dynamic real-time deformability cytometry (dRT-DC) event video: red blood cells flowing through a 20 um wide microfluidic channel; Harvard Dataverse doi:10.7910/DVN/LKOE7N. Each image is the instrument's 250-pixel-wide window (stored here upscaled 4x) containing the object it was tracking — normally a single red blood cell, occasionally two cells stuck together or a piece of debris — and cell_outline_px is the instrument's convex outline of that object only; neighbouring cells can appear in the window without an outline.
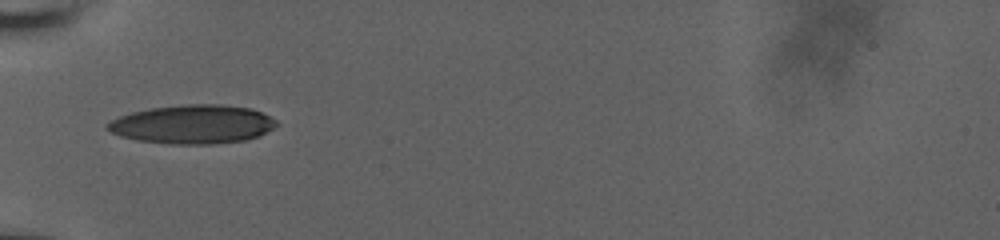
{"species": "human", "species_latin": "Homo sapiens", "temperature_condition": "room temperature", "stored_images_in_passage": 33, "camera_frame_rate_fps": 3000, "um_per_image_px": 0.085, "donor": {"sex": "male"}, "frame": {"image": 1, "passage_image": 1, "time_ms": 0.0, "image_size_px": [1000, 240], "cell_outline_px": [[280, 124], [256, 136], [244, 140], [208, 144], [172, 144], [136, 140], [120, 136], [104, 128], [104, 124], [120, 116], [132, 112], [152, 108], [180, 104], [220, 104], [252, 108], [276, 120]], "centroid_in_image_um": [16.34, 10.56], "position_along_channel_um": 68.7, "area_um2": 38.09}}
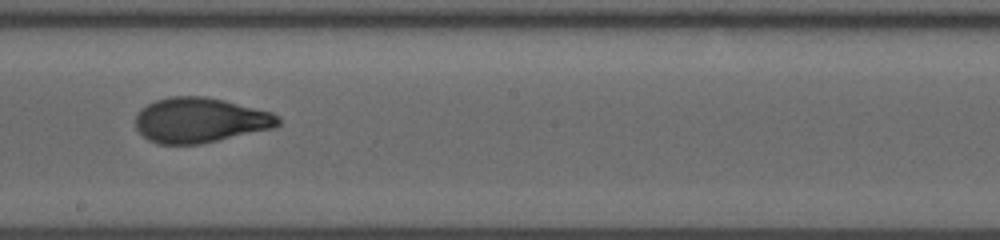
{"frame": {"image": 2, "passage_image": 14, "time_ms": 4.333, "image_size_px": [1000, 240], "cell_outline_px": [[280, 124], [272, 128], [200, 144], [156, 144], [148, 140], [136, 128], [136, 116], [140, 108], [156, 100], [168, 96], [204, 96], [224, 100], [272, 112], [280, 116]], "centroid_in_image_um": [16.99, 10.21], "position_along_channel_um": 231.2, "area_um2": 37.4}}
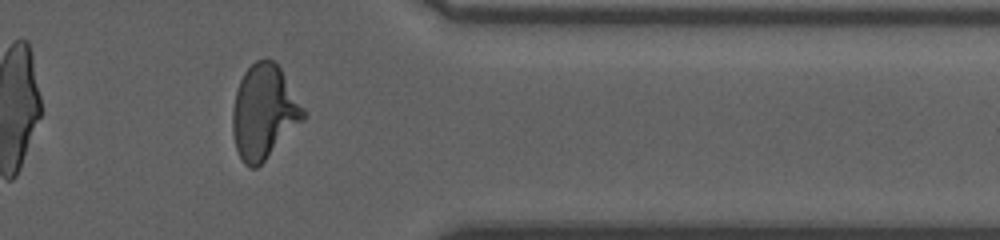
{"frame": {"image": 3, "passage_image": 27, "time_ms": 8.667, "image_size_px": [1000, 240], "cell_outline_px": [[304, 120], [256, 168], [248, 168], [244, 164], [236, 148], [232, 132], [232, 112], [236, 92], [240, 80], [244, 72], [256, 60], [272, 60], [280, 68], [304, 108]], "centroid_in_image_um": [22.42, 9.53], "position_along_channel_um": 389.0, "area_um2": 38.26}, "authors_computed_cell_mechanics": {"area_um2": 37.5122, "velocity_mm_per_s": 3.8418, "shape_relaxation_time_tau1_ms": 8.4675, "shape_relaxation_time_tau2_ms": 0.8258, "deformation_change_tau1": 0.263, "deformation_change_tau2": 0.066}}